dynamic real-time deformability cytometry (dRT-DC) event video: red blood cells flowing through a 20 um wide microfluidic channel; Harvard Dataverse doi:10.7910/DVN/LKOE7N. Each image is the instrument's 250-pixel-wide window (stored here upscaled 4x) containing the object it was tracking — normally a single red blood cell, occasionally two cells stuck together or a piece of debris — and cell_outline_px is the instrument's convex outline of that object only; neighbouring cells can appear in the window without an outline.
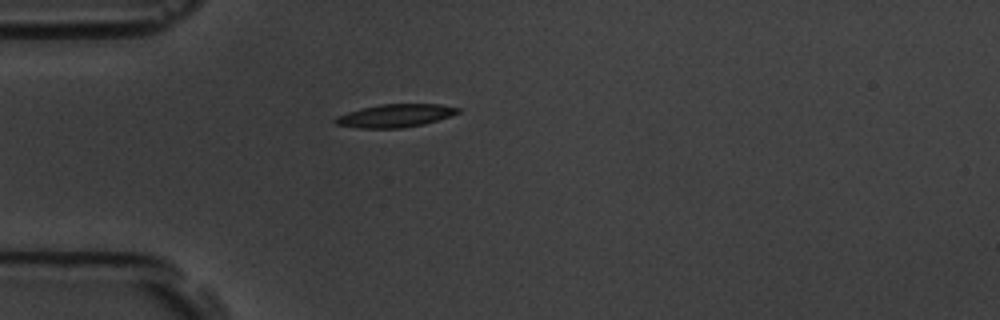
{"species": "common noctule bat (a hibernating species)", "species_latin": "Nyctalus noctula", "temperature_condition": "room temperature", "stored_images_in_passage": 2, "camera_frame_rate_fps": 3000, "um_per_image_px": 0.085, "animal": {"sex": "male", "body_mass_g": 19.5, "forearm_length_mm": 54.6}, "frame": {"image": 1, "passage_image": 1, "time_ms": 0.0, "image_size_px": [1000, 320], "cell_outline_px": [[460, 112], [424, 124], [400, 128], [360, 128], [336, 124], [332, 120], [336, 116], [348, 112], [380, 104], [440, 104], [460, 108]], "centroid_in_image_um": [33.57, 9.83], "position_along_channel_um": 51.4, "area_um2": 16.24}}